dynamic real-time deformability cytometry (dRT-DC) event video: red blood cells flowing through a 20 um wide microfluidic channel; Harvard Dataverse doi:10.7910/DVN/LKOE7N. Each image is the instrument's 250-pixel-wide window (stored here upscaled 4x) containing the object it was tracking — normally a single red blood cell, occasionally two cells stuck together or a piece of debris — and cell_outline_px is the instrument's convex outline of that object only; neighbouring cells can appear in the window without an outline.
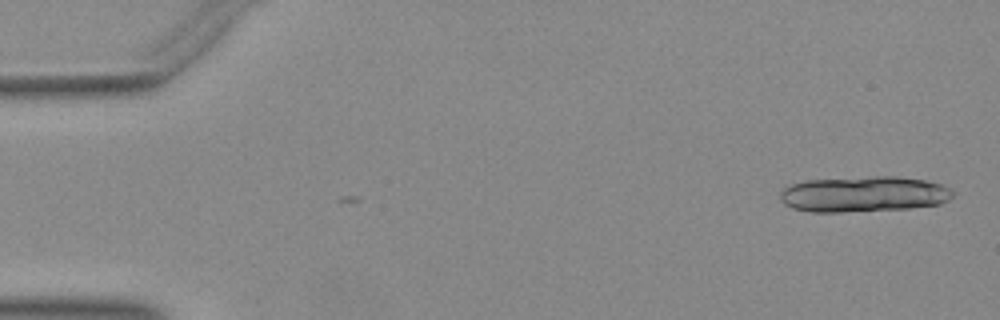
{"species": "Egyptian fruit bat (a non-hibernating species)", "species_latin": "Rousettus aegyptiacus", "temperature_condition": "warm", "stored_images_in_passage": 14, "camera_frame_rate_fps": 3000, "um_per_image_px": 0.085, "animal": {"sex": "female"}, "frame": {"image": 1, "passage_image": 1, "time_ms": 0.0, "image_size_px": [1000, 320], "cell_outline_px": [[952, 196], [948, 200], [940, 204], [908, 208], [840, 212], [808, 212], [792, 208], [784, 204], [780, 200], [780, 192], [784, 188], [792, 184], [804, 180], [876, 176], [896, 176], [924, 180], [940, 184], [952, 188]], "centroid_in_image_um": [73.39, 16.5], "position_along_channel_um": 11.6, "area_um2": 36.01}}